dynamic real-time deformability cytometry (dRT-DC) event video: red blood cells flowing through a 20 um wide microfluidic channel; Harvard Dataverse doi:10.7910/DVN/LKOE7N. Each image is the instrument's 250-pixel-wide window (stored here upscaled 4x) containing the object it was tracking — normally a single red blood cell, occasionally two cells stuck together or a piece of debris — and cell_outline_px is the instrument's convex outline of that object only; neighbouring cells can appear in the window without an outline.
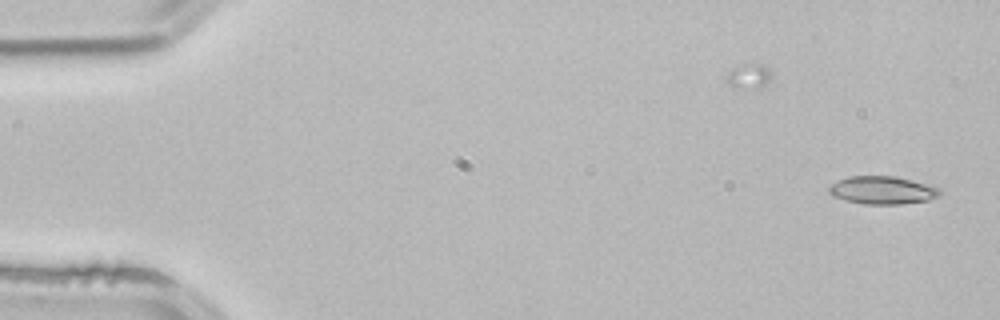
{"species": "common noctule bat (a hibernating species)", "species_latin": "Nyctalus noctula", "temperature_condition": "room temperature", "stored_images_in_passage": 51, "camera_frame_rate_fps": 3000, "um_per_image_px": 0.085, "animal": {"sex": "male", "body_mass_g": 21.5, "forearm_length_mm": 52.0}, "frame": {"image": 1, "passage_image": 1, "time_ms": 0.0, "image_size_px": [1000, 320], "cell_outline_px": [[940, 196], [928, 200], [900, 204], [864, 204], [844, 200], [832, 196], [828, 192], [828, 188], [832, 184], [848, 176], [892, 176], [912, 180], [940, 188]], "centroid_in_image_um": [74.99, 16.17], "position_along_channel_um": 10.0, "area_um2": 17.98}}
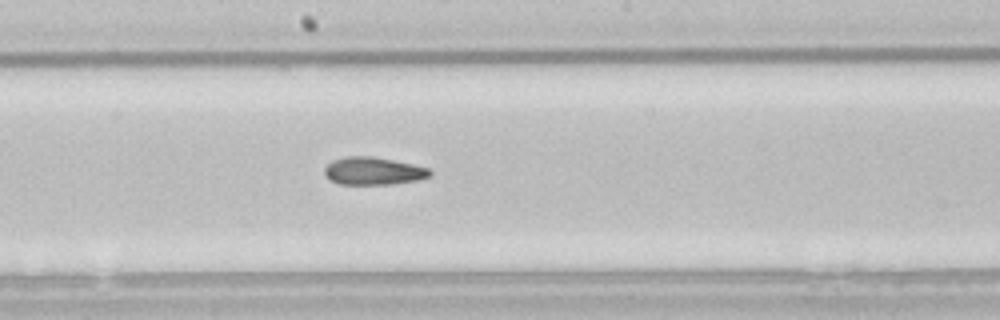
{"frame": {"image": 2, "passage_image": 27, "time_ms": 8.667, "image_size_px": [1000, 320], "cell_outline_px": [[432, 176], [420, 180], [392, 184], [340, 184], [332, 180], [324, 172], [324, 168], [332, 160], [344, 156], [372, 156], [412, 164], [428, 168], [432, 172]], "centroid_in_image_um": [31.76, 14.53], "position_along_channel_um": 216.4, "area_um2": 16.99}}
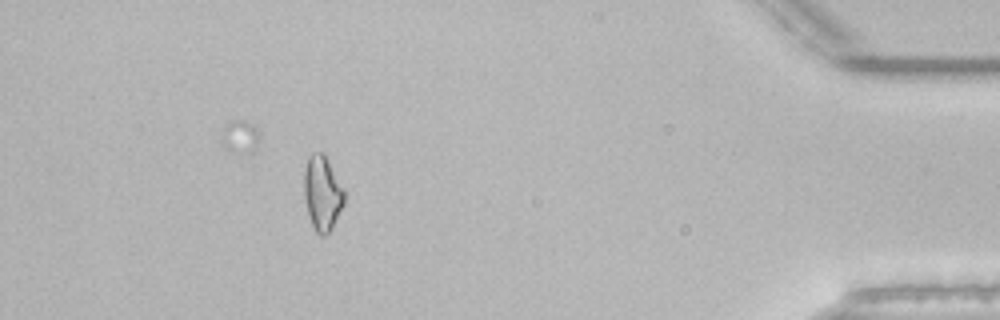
{"frame": {"image": 3, "passage_image": 46, "time_ms": 15.0, "image_size_px": [1000, 320], "cell_outline_px": [[344, 204], [332, 228], [324, 236], [320, 236], [312, 228], [308, 216], [304, 200], [304, 168], [308, 156], [312, 152], [324, 152], [344, 188]], "centroid_in_image_um": [27.38, 16.41], "position_along_channel_um": 407.8, "area_um2": 17.92}, "authors_computed_cell_mechanics": {"area_um2": 17.2822, "velocity_mm_per_s": 3.8963, "shape_relaxation_time_tau1_ms": null, "shape_relaxation_time_tau2_ms": 9.4694, "deformation_change_tau1": null, "deformation_change_tau2": 0.179}}